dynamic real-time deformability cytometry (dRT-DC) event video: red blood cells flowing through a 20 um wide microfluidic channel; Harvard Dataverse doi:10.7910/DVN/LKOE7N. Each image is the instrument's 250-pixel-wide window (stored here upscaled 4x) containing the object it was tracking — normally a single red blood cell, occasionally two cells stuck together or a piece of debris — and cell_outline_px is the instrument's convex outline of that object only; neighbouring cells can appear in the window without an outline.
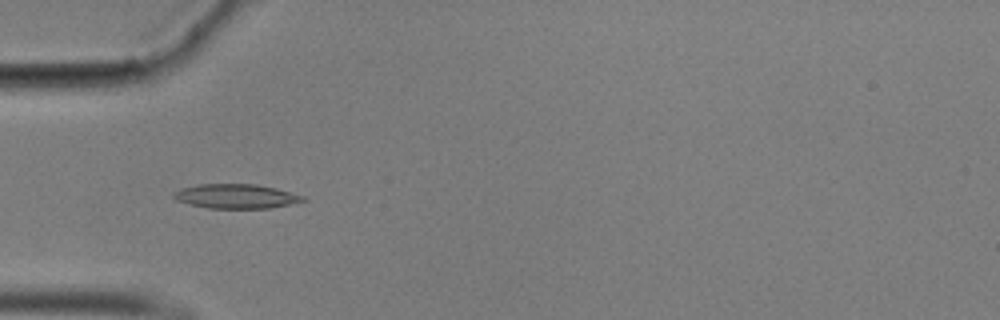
{"species": "common noctule bat (a hibernating species)", "species_latin": "Nyctalus noctula", "temperature_condition": "cold", "stored_images_in_passage": 57, "camera_frame_rate_fps": 3000, "um_per_image_px": 0.085, "animal": {"sex": "male", "body_mass_g": 17.9}, "frame": {"image": 1, "passage_image": 18, "time_ms": 5.667, "image_size_px": [1000, 320], "cell_outline_px": [[304, 200], [272, 208], [208, 208], [176, 200], [172, 196], [172, 192], [180, 188], [200, 184], [256, 184], [276, 188], [304, 196]], "centroid_in_image_um": [20.02, 16.67], "position_along_channel_um": 65.0, "area_um2": 18.21}}
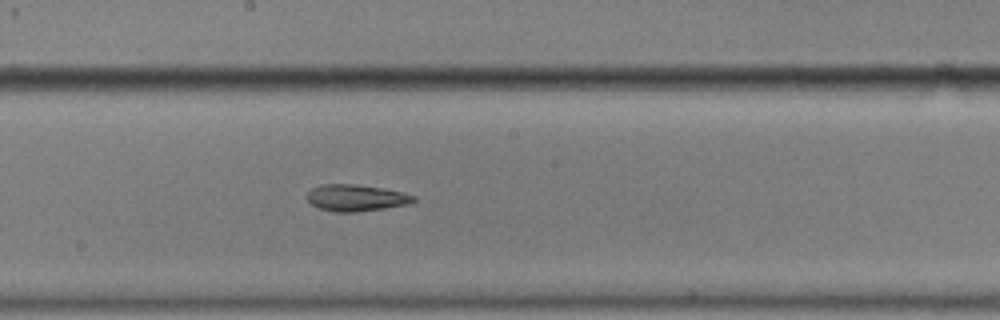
{"frame": {"image": 2, "passage_image": 31, "time_ms": 10.0, "image_size_px": [1000, 320], "cell_outline_px": [[416, 200], [408, 204], [384, 208], [356, 212], [332, 212], [320, 208], [312, 204], [304, 196], [312, 188], [324, 184], [356, 184], [384, 188], [404, 192], [416, 196]], "centroid_in_image_um": [30.27, 16.81], "position_along_channel_um": 217.9, "area_um2": 16.65}}
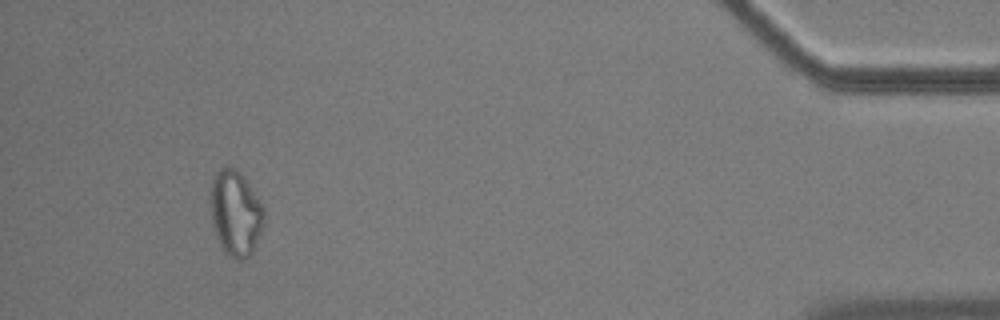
{"frame": {"image": 3, "passage_image": 53, "time_ms": 17.333, "image_size_px": [1000, 320], "cell_outline_px": [[264, 224], [256, 244], [252, 252], [244, 260], [236, 260], [228, 256], [224, 252], [216, 236], [212, 224], [208, 196], [212, 180], [216, 172], [224, 164], [236, 168], [240, 172], [264, 204]], "centroid_in_image_um": [20.0, 18.09], "position_along_channel_um": 415.2, "area_um2": 27.46}}